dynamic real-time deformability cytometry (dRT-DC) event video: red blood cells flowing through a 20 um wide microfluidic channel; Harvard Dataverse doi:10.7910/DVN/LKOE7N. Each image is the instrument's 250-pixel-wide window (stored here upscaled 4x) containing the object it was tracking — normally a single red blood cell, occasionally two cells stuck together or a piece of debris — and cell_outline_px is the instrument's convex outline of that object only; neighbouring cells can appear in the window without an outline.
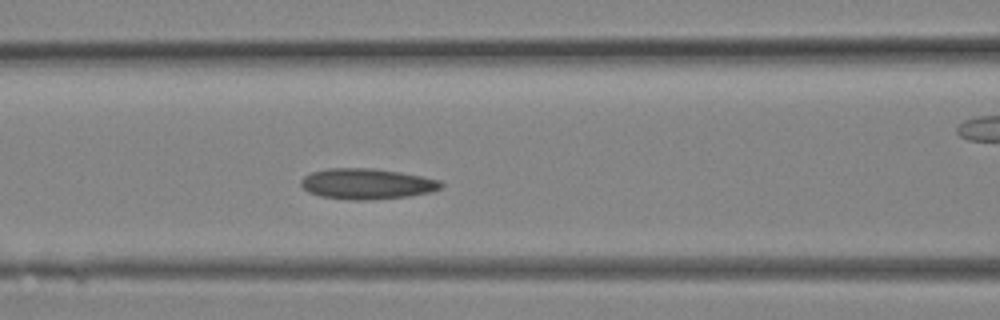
{"species": "Egyptian fruit bat (a non-hibernating species)", "species_latin": "Rousettus aegyptiacus", "temperature_condition": "room temperature", "stored_images_in_passage": 10, "camera_frame_rate_fps": 3000, "um_per_image_px": 0.085, "animal": {"sex": "female"}, "frame": {"image": 1, "passage_image": 9, "time_ms": 2.667, "image_size_px": [1000, 320], "cell_outline_px": [[444, 184], [440, 188], [432, 192], [408, 196], [364, 200], [352, 200], [320, 196], [308, 192], [300, 184], [300, 180], [304, 176], [312, 172], [328, 168], [376, 168], [400, 172], [440, 180]], "centroid_in_image_um": [31.17, 15.62], "position_along_channel_um": 135.4, "area_um2": 25.03}}